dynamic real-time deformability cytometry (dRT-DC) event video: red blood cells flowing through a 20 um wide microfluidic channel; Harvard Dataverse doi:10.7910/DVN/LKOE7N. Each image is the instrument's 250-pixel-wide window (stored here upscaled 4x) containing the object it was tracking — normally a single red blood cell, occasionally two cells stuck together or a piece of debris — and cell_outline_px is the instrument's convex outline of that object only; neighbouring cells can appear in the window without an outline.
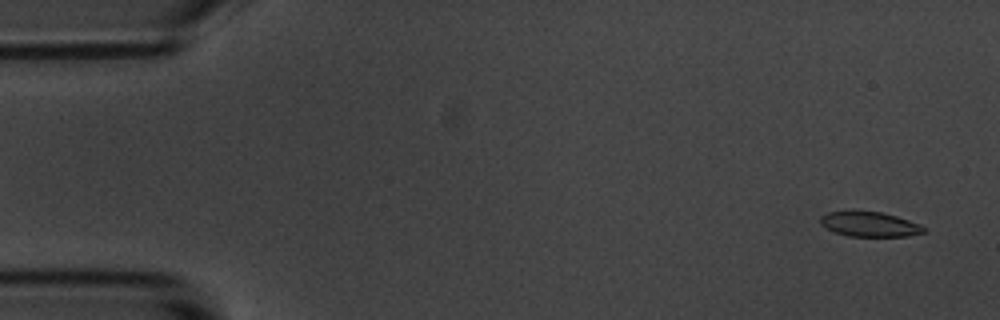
{"species": "common noctule bat (a hibernating species)", "species_latin": "Nyctalus noctula", "temperature_condition": "room temperature", "stored_images_in_passage": 5, "camera_frame_rate_fps": 3000, "um_per_image_px": 0.085, "animal": {"sex": "male", "body_mass_g": 20.1, "forearm_length_mm": 53.5}, "frame": {"image": 1, "passage_image": 1, "time_ms": 0.0, "image_size_px": [1000, 320], "cell_outline_px": [[928, 228], [924, 232], [908, 236], [848, 236], [836, 232], [820, 224], [820, 216], [828, 212], [880, 212], [896, 216], [920, 224]], "centroid_in_image_um": [73.95, 19.07], "position_along_channel_um": 11.0, "area_um2": 14.68}}
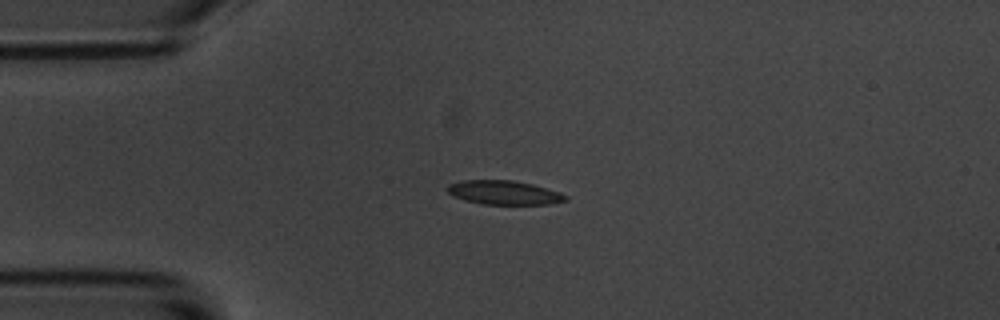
{"frame": {"image": 2, "passage_image": 4, "time_ms": 3.667, "image_size_px": [1000, 320], "cell_outline_px": [[568, 200], [548, 204], [484, 204], [464, 200], [452, 196], [444, 188], [448, 184], [460, 180], [512, 180], [532, 184], [560, 192], [568, 196]], "centroid_in_image_um": [42.8, 16.36], "position_along_channel_um": 42.2, "area_um2": 16.65}}